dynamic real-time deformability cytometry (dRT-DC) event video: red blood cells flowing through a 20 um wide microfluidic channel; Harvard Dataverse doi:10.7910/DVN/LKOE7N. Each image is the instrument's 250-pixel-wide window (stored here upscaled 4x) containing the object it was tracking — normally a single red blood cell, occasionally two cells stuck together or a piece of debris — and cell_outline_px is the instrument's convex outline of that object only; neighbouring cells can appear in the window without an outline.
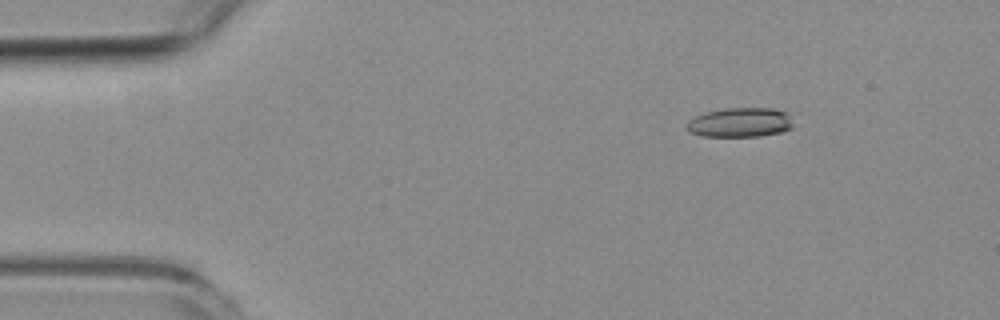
{"species": "common noctule bat (a hibernating species)", "species_latin": "Nyctalus noctula", "temperature_condition": "room temperature", "stored_images_in_passage": 2, "camera_frame_rate_fps": 3000, "um_per_image_px": 0.085, "animal": {"sex": "female", "body_mass_g": 19.3, "forearm_length_mm": 54.1}, "frame": {"image": 1, "passage_image": 1, "time_ms": 0.0, "image_size_px": [1000, 320], "cell_outline_px": [[792, 128], [780, 132], [760, 136], [700, 136], [692, 132], [688, 128], [688, 120], [704, 112], [724, 108], [772, 108], [788, 112], [792, 124]], "centroid_in_image_um": [62.93, 10.39], "position_along_channel_um": 22.1, "area_um2": 18.21}}